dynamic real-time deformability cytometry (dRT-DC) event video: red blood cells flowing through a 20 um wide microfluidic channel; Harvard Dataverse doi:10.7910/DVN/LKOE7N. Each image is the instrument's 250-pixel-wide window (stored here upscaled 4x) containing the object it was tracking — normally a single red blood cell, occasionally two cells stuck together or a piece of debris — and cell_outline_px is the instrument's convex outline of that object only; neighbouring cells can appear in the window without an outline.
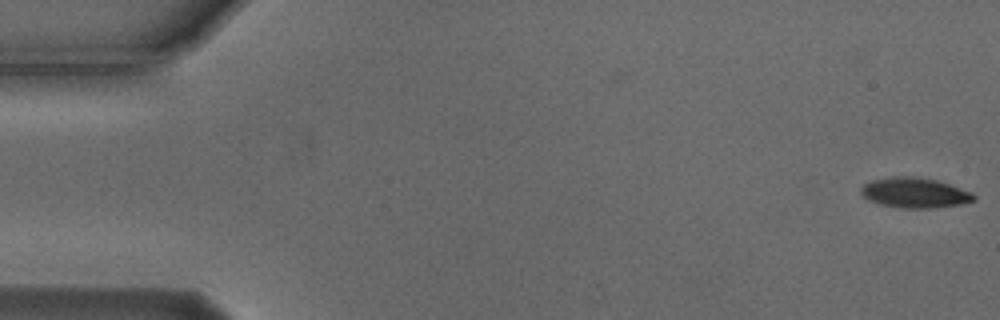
{"species": "Egyptian fruit bat (a non-hibernating species)", "species_latin": "Rousettus aegyptiacus", "temperature_condition": "cold", "stored_images_in_passage": 55, "camera_frame_rate_fps": 3000, "um_per_image_px": 0.085, "animal": {"sex": "male"}, "frame": {"image": 1, "passage_image": 1, "time_ms": 0.0, "image_size_px": [1000, 320], "cell_outline_px": [[976, 200], [960, 204], [932, 208], [900, 208], [880, 204], [868, 200], [860, 192], [860, 188], [864, 184], [872, 180], [892, 176], [912, 176], [936, 180], [972, 192], [976, 196]], "centroid_in_image_um": [77.73, 16.38], "position_along_channel_um": 7.3, "area_um2": 19.83}}
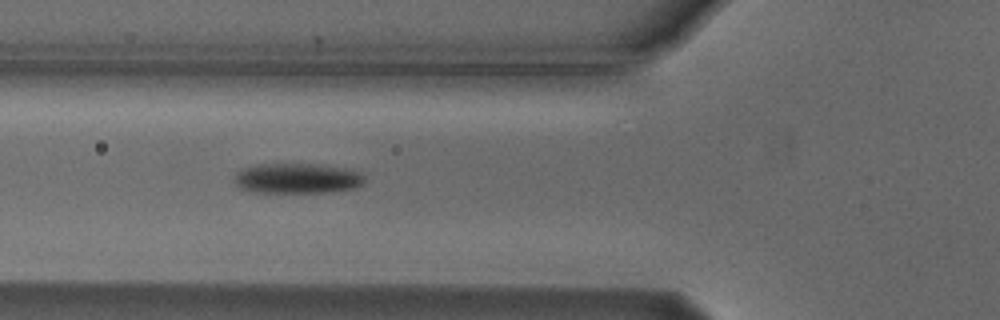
{"frame": {"image": 2, "passage_image": 20, "time_ms": 6.333, "image_size_px": [1000, 320], "cell_outline_px": [[364, 180], [356, 188], [328, 192], [252, 192], [240, 188], [236, 184], [236, 172], [244, 168], [256, 164], [320, 164], [348, 168], [364, 172]], "centroid_in_image_um": [25.31, 15.15], "position_along_channel_um": 100.5, "area_um2": 23.06}}
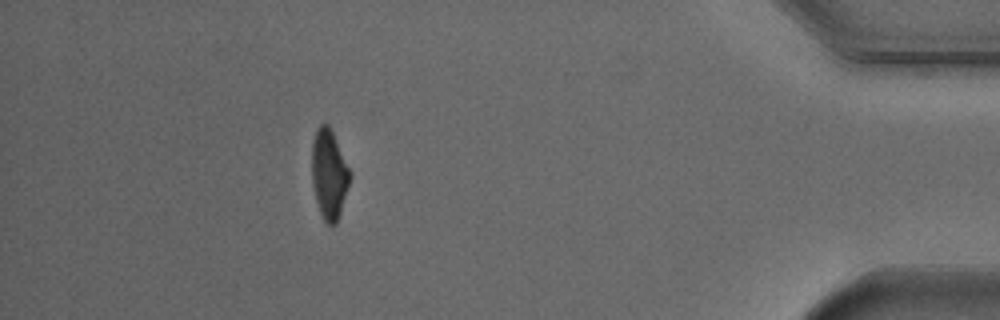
{"frame": {"image": 3, "passage_image": 49, "time_ms": 16.0, "image_size_px": [1000, 320], "cell_outline_px": [[352, 176], [340, 216], [336, 224], [332, 228], [324, 220], [320, 212], [316, 200], [312, 184], [312, 140], [316, 128], [320, 124], [328, 124], [352, 172]], "centroid_in_image_um": [27.99, 14.83], "position_along_channel_um": 407.2, "area_um2": 20.23}, "authors_computed_cell_mechanics": {"area_um2": 21.3282, "velocity_mm_per_s": 3.7464, "shape_relaxation_time_tau1_ms": 1.9935, "shape_relaxation_time_tau2_ms": null, "deformation_change_tau1": 0.1243, "deformation_change_tau2": null}}